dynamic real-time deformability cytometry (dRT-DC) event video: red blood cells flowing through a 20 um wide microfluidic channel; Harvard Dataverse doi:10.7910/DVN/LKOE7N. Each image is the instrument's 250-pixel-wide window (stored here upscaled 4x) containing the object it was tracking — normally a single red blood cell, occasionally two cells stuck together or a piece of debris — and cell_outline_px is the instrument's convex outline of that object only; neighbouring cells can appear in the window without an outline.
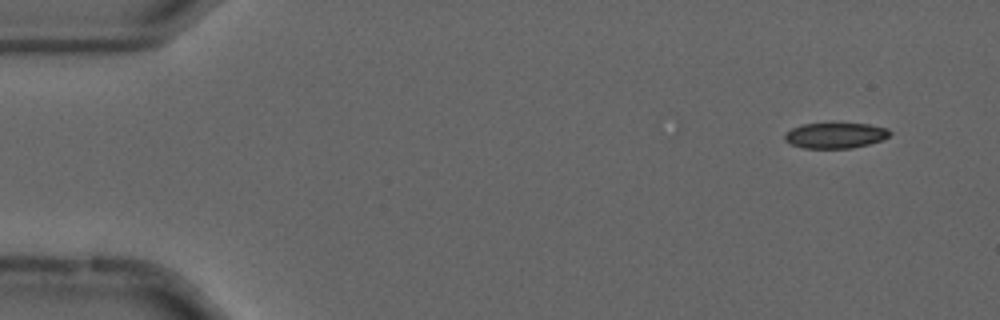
{"species": "common noctule bat (a hibernating species)", "species_latin": "Nyctalus noctula", "temperature_condition": "cold", "stored_images_in_passage": 55, "camera_frame_rate_fps": 3000, "um_per_image_px": 0.085, "animal": {"sex": "male", "forearm_length_mm": 52.5}, "frame": {"image": 1, "passage_image": 4, "time_ms": 1.0, "image_size_px": [1000, 320], "cell_outline_px": [[892, 132], [888, 136], [880, 140], [868, 144], [852, 148], [804, 148], [792, 144], [784, 140], [784, 132], [800, 124], [832, 120], [868, 124], [888, 128]], "centroid_in_image_um": [70.97, 11.45], "position_along_channel_um": 14.0, "area_um2": 16.53}}
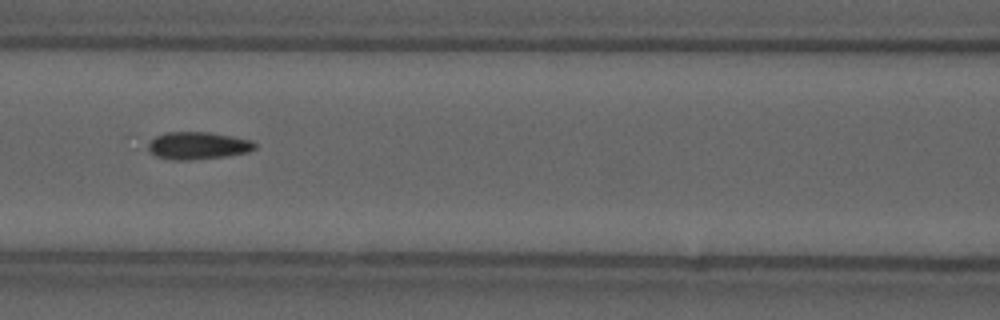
{"frame": {"image": 2, "passage_image": 24, "time_ms": 7.667, "image_size_px": [1000, 320], "cell_outline_px": [[256, 148], [248, 152], [224, 156], [192, 160], [172, 160], [156, 156], [148, 148], [148, 144], [156, 136], [168, 132], [212, 132], [252, 140], [256, 144]], "centroid_in_image_um": [16.85, 12.37], "position_along_channel_um": 149.8, "area_um2": 16.99}}
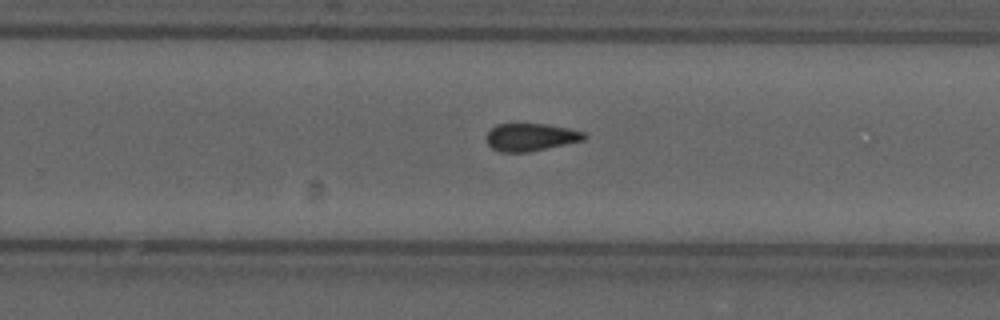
{"frame": {"image": 3, "passage_image": 35, "time_ms": 11.333, "image_size_px": [1000, 320], "cell_outline_px": [[588, 136], [584, 140], [528, 152], [500, 152], [492, 148], [484, 140], [484, 136], [496, 124], [512, 120], [516, 120], [548, 124], [568, 128], [584, 132]], "centroid_in_image_um": [45.03, 11.59], "position_along_channel_um": 284.8, "area_um2": 16.65}, "authors_computed_cell_mechanics": {"area_um2": 16.5308, "velocity_mm_per_s": 3.7058, "shape_relaxation_time_tau1_ms": 10.7037, "shape_relaxation_time_tau2_ms": 3.7028, "deformation_change_tau1": 0.171, "deformation_change_tau2": 0.1088}}